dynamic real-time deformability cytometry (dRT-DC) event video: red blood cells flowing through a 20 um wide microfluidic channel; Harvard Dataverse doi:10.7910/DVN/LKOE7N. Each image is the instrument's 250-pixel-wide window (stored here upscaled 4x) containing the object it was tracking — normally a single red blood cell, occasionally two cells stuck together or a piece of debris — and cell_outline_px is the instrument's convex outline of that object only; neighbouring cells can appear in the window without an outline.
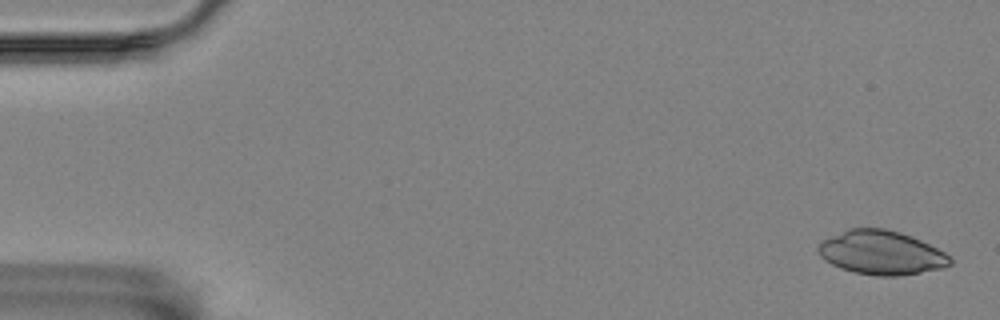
{"species": "Egyptian fruit bat (a non-hibernating species)", "species_latin": "Rousettus aegyptiacus", "temperature_condition": "room temperature", "stored_images_in_passage": 4, "camera_frame_rate_fps": 3000, "um_per_image_px": 0.085, "animal": {"sex": "female"}, "frame": {"image": 1, "passage_image": 1, "time_ms": 0.0, "image_size_px": [1000, 320], "cell_outline_px": [[952, 264], [944, 268], [896, 276], [876, 276], [856, 272], [840, 268], [832, 264], [820, 256], [816, 248], [824, 240], [848, 228], [884, 228], [900, 232], [912, 236], [944, 252], [952, 260]], "centroid_in_image_um": [74.92, 21.47], "position_along_channel_um": 10.1, "area_um2": 33.52}}